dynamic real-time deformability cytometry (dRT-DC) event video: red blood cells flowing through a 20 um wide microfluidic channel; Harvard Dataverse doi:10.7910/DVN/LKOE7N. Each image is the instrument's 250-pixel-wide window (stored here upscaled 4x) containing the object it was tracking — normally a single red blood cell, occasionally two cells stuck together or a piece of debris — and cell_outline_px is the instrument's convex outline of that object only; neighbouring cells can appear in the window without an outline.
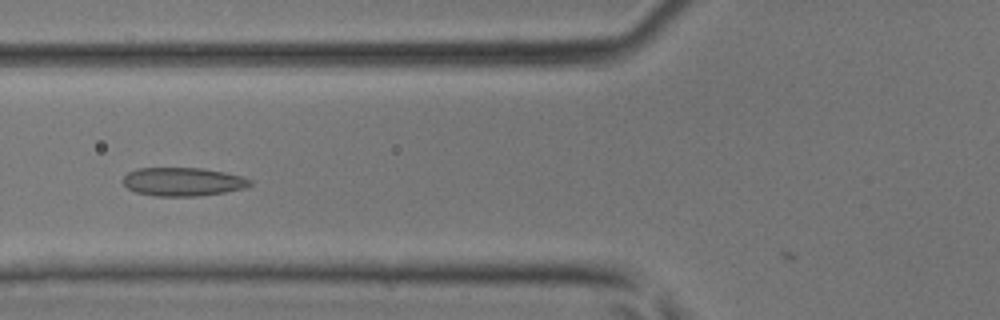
{"species": "common noctule bat (a hibernating species)", "species_latin": "Nyctalus noctula", "temperature_condition": "room temperature", "stored_images_in_passage": 5, "camera_frame_rate_fps": 3000, "um_per_image_px": 0.085, "animal": {"sex": "male", "body_mass_g": 17.9, "forearm_length_mm": 54.2}, "frame": {"image": 1, "passage_image": 5, "time_ms": 1.333, "image_size_px": [1000, 320], "cell_outline_px": [[252, 184], [248, 188], [200, 196], [156, 196], [136, 192], [128, 188], [124, 184], [124, 176], [128, 172], [136, 168], [204, 168], [224, 172], [240, 176], [252, 180]], "centroid_in_image_um": [15.57, 15.45], "position_along_channel_um": 110.2, "area_um2": 21.15}}